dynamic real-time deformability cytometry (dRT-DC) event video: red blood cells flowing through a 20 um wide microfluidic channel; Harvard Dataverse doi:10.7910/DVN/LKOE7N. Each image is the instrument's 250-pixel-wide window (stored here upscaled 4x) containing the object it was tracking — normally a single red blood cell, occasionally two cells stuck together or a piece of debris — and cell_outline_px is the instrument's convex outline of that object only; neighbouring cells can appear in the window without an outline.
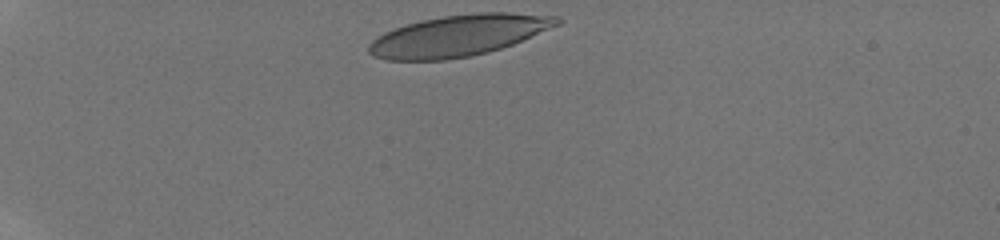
{"species": "human", "species_latin": "Homo sapiens", "temperature_condition": "room temperature", "stored_images_in_passage": 7, "camera_frame_rate_fps": 3000, "um_per_image_px": 0.085, "donor": {"sex": "male"}, "frame": {"image": 1, "passage_image": 1, "time_ms": 0.0, "image_size_px": [1000, 240], "cell_outline_px": [[564, 20], [560, 24], [512, 44], [488, 52], [468, 56], [444, 60], [388, 60], [372, 56], [368, 52], [368, 44], [372, 40], [384, 32], [408, 24], [424, 20], [444, 16], [480, 12], [508, 12], [560, 16]], "centroid_in_image_um": [38.99, 3.02], "position_along_channel_um": 46.0, "area_um2": 44.97}}
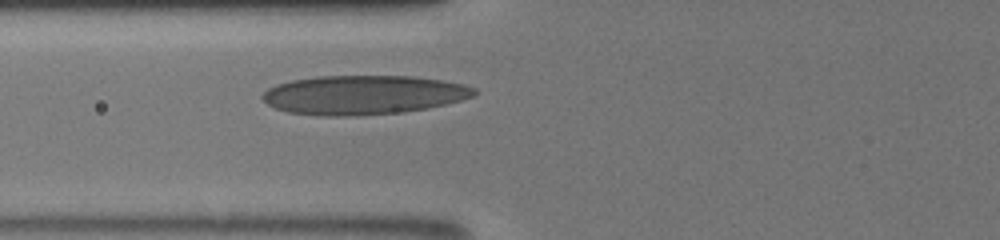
{"frame": {"image": 2, "passage_image": 7, "time_ms": 2.667, "image_size_px": [1000, 240], "cell_outline_px": [[476, 96], [428, 108], [404, 112], [348, 116], [324, 116], [288, 112], [276, 108], [268, 104], [260, 96], [268, 88], [276, 84], [292, 80], [316, 76], [412, 76], [444, 80], [464, 84], [476, 88]], "centroid_in_image_um": [30.9, 8.06], "position_along_channel_um": 94.9, "area_um2": 48.44}}